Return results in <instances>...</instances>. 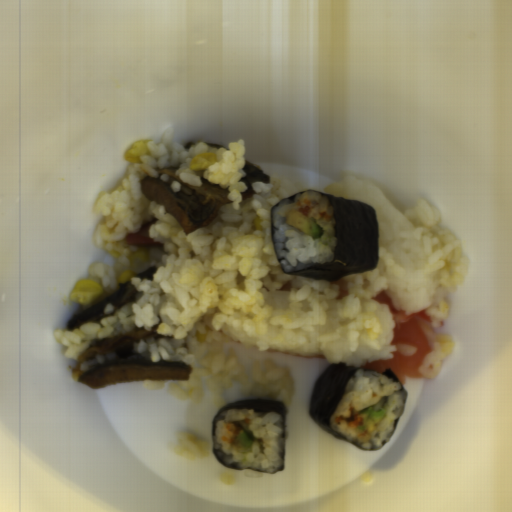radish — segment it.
I'll return each mask as SVG.
<instances>
[{"label": "radish", "mask_w": 512, "mask_h": 512, "mask_svg": "<svg viewBox=\"0 0 512 512\" xmlns=\"http://www.w3.org/2000/svg\"><path fill=\"white\" fill-rule=\"evenodd\" d=\"M159 220L154 219L148 223H145L137 233H132L126 235L125 243L135 244L140 246H153L160 245V242L153 240L150 237L151 226L154 223H157Z\"/></svg>", "instance_id": "obj_1"}]
</instances>
